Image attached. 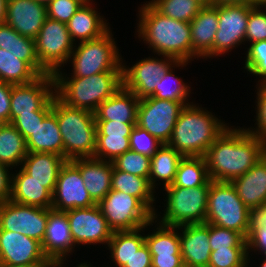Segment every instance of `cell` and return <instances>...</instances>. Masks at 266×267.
Returning a JSON list of instances; mask_svg holds the SVG:
<instances>
[{
	"label": "cell",
	"mask_w": 266,
	"mask_h": 267,
	"mask_svg": "<svg viewBox=\"0 0 266 267\" xmlns=\"http://www.w3.org/2000/svg\"><path fill=\"white\" fill-rule=\"evenodd\" d=\"M266 154V140L246 126L230 124L208 148L205 157L213 181L232 182Z\"/></svg>",
	"instance_id": "cell-1"
},
{
	"label": "cell",
	"mask_w": 266,
	"mask_h": 267,
	"mask_svg": "<svg viewBox=\"0 0 266 267\" xmlns=\"http://www.w3.org/2000/svg\"><path fill=\"white\" fill-rule=\"evenodd\" d=\"M142 3L137 8L135 38L143 41L152 54L169 56L192 64L190 23L164 16L148 1Z\"/></svg>",
	"instance_id": "cell-2"
},
{
	"label": "cell",
	"mask_w": 266,
	"mask_h": 267,
	"mask_svg": "<svg viewBox=\"0 0 266 267\" xmlns=\"http://www.w3.org/2000/svg\"><path fill=\"white\" fill-rule=\"evenodd\" d=\"M214 113L195 101L186 105L178 116L167 144L183 157H204L208 148L230 125Z\"/></svg>",
	"instance_id": "cell-3"
},
{
	"label": "cell",
	"mask_w": 266,
	"mask_h": 267,
	"mask_svg": "<svg viewBox=\"0 0 266 267\" xmlns=\"http://www.w3.org/2000/svg\"><path fill=\"white\" fill-rule=\"evenodd\" d=\"M64 146V158H94L97 125L95 114L63 103L56 95L52 99Z\"/></svg>",
	"instance_id": "cell-4"
},
{
	"label": "cell",
	"mask_w": 266,
	"mask_h": 267,
	"mask_svg": "<svg viewBox=\"0 0 266 267\" xmlns=\"http://www.w3.org/2000/svg\"><path fill=\"white\" fill-rule=\"evenodd\" d=\"M112 31L111 28L98 39L76 43L63 67H71V73L61 68L53 74L54 77H89L102 72H122L124 56Z\"/></svg>",
	"instance_id": "cell-5"
},
{
	"label": "cell",
	"mask_w": 266,
	"mask_h": 267,
	"mask_svg": "<svg viewBox=\"0 0 266 267\" xmlns=\"http://www.w3.org/2000/svg\"><path fill=\"white\" fill-rule=\"evenodd\" d=\"M55 95L66 105L95 112L123 86L122 72H102L89 77H54Z\"/></svg>",
	"instance_id": "cell-6"
},
{
	"label": "cell",
	"mask_w": 266,
	"mask_h": 267,
	"mask_svg": "<svg viewBox=\"0 0 266 267\" xmlns=\"http://www.w3.org/2000/svg\"><path fill=\"white\" fill-rule=\"evenodd\" d=\"M210 186L184 188L167 186L161 188L163 196L162 209H157L154 219L166 226H181L185 224H203L206 221L208 193ZM165 191V192H164ZM164 192V193H163ZM165 198V199H164ZM158 210H162L158 212Z\"/></svg>",
	"instance_id": "cell-7"
},
{
	"label": "cell",
	"mask_w": 266,
	"mask_h": 267,
	"mask_svg": "<svg viewBox=\"0 0 266 267\" xmlns=\"http://www.w3.org/2000/svg\"><path fill=\"white\" fill-rule=\"evenodd\" d=\"M249 208L231 182H210L205 223L235 230L247 238Z\"/></svg>",
	"instance_id": "cell-8"
},
{
	"label": "cell",
	"mask_w": 266,
	"mask_h": 267,
	"mask_svg": "<svg viewBox=\"0 0 266 267\" xmlns=\"http://www.w3.org/2000/svg\"><path fill=\"white\" fill-rule=\"evenodd\" d=\"M98 206L113 232L137 230L154 219L138 198L122 191L111 189Z\"/></svg>",
	"instance_id": "cell-9"
},
{
	"label": "cell",
	"mask_w": 266,
	"mask_h": 267,
	"mask_svg": "<svg viewBox=\"0 0 266 267\" xmlns=\"http://www.w3.org/2000/svg\"><path fill=\"white\" fill-rule=\"evenodd\" d=\"M74 46L67 24L49 18L35 39L39 63L52 74L66 65Z\"/></svg>",
	"instance_id": "cell-10"
},
{
	"label": "cell",
	"mask_w": 266,
	"mask_h": 267,
	"mask_svg": "<svg viewBox=\"0 0 266 267\" xmlns=\"http://www.w3.org/2000/svg\"><path fill=\"white\" fill-rule=\"evenodd\" d=\"M155 56V57H154ZM151 54L127 65L122 58L123 86L132 91L139 99L149 97L165 76L166 72L178 61L169 56ZM161 58H159V57Z\"/></svg>",
	"instance_id": "cell-11"
},
{
	"label": "cell",
	"mask_w": 266,
	"mask_h": 267,
	"mask_svg": "<svg viewBox=\"0 0 266 267\" xmlns=\"http://www.w3.org/2000/svg\"><path fill=\"white\" fill-rule=\"evenodd\" d=\"M184 102L161 100L154 97L140 99L137 109V123L163 144H167Z\"/></svg>",
	"instance_id": "cell-12"
},
{
	"label": "cell",
	"mask_w": 266,
	"mask_h": 267,
	"mask_svg": "<svg viewBox=\"0 0 266 267\" xmlns=\"http://www.w3.org/2000/svg\"><path fill=\"white\" fill-rule=\"evenodd\" d=\"M218 11V29L214 38L212 59L222 57L245 45L250 5H214ZM222 55V56H221Z\"/></svg>",
	"instance_id": "cell-13"
},
{
	"label": "cell",
	"mask_w": 266,
	"mask_h": 267,
	"mask_svg": "<svg viewBox=\"0 0 266 267\" xmlns=\"http://www.w3.org/2000/svg\"><path fill=\"white\" fill-rule=\"evenodd\" d=\"M69 221L71 237L76 246L105 247L113 235L98 204L88 208H75L65 212Z\"/></svg>",
	"instance_id": "cell-14"
},
{
	"label": "cell",
	"mask_w": 266,
	"mask_h": 267,
	"mask_svg": "<svg viewBox=\"0 0 266 267\" xmlns=\"http://www.w3.org/2000/svg\"><path fill=\"white\" fill-rule=\"evenodd\" d=\"M48 215L49 208L22 205L8 200L0 203V229L21 233L42 244Z\"/></svg>",
	"instance_id": "cell-15"
},
{
	"label": "cell",
	"mask_w": 266,
	"mask_h": 267,
	"mask_svg": "<svg viewBox=\"0 0 266 267\" xmlns=\"http://www.w3.org/2000/svg\"><path fill=\"white\" fill-rule=\"evenodd\" d=\"M95 204L84 185L80 170L71 161H66L59 171L52 194V209L66 212L75 208H88Z\"/></svg>",
	"instance_id": "cell-16"
},
{
	"label": "cell",
	"mask_w": 266,
	"mask_h": 267,
	"mask_svg": "<svg viewBox=\"0 0 266 267\" xmlns=\"http://www.w3.org/2000/svg\"><path fill=\"white\" fill-rule=\"evenodd\" d=\"M55 96L52 73L40 75L33 82L13 85L10 100V123L20 114L42 110Z\"/></svg>",
	"instance_id": "cell-17"
},
{
	"label": "cell",
	"mask_w": 266,
	"mask_h": 267,
	"mask_svg": "<svg viewBox=\"0 0 266 267\" xmlns=\"http://www.w3.org/2000/svg\"><path fill=\"white\" fill-rule=\"evenodd\" d=\"M153 229L145 234L152 267H185L180 251V226H166L153 219Z\"/></svg>",
	"instance_id": "cell-18"
},
{
	"label": "cell",
	"mask_w": 266,
	"mask_h": 267,
	"mask_svg": "<svg viewBox=\"0 0 266 267\" xmlns=\"http://www.w3.org/2000/svg\"><path fill=\"white\" fill-rule=\"evenodd\" d=\"M0 263L13 265L49 264L42 244L14 231L0 229Z\"/></svg>",
	"instance_id": "cell-19"
},
{
	"label": "cell",
	"mask_w": 266,
	"mask_h": 267,
	"mask_svg": "<svg viewBox=\"0 0 266 267\" xmlns=\"http://www.w3.org/2000/svg\"><path fill=\"white\" fill-rule=\"evenodd\" d=\"M75 248L66 213L49 208L45 237L42 242V250L45 256L50 262H69V257L71 259V255L77 252Z\"/></svg>",
	"instance_id": "cell-20"
},
{
	"label": "cell",
	"mask_w": 266,
	"mask_h": 267,
	"mask_svg": "<svg viewBox=\"0 0 266 267\" xmlns=\"http://www.w3.org/2000/svg\"><path fill=\"white\" fill-rule=\"evenodd\" d=\"M47 19L46 5L35 0H6L5 23L20 35L36 39Z\"/></svg>",
	"instance_id": "cell-21"
},
{
	"label": "cell",
	"mask_w": 266,
	"mask_h": 267,
	"mask_svg": "<svg viewBox=\"0 0 266 267\" xmlns=\"http://www.w3.org/2000/svg\"><path fill=\"white\" fill-rule=\"evenodd\" d=\"M180 251L185 267H208L211 247L209 223L180 226Z\"/></svg>",
	"instance_id": "cell-22"
},
{
	"label": "cell",
	"mask_w": 266,
	"mask_h": 267,
	"mask_svg": "<svg viewBox=\"0 0 266 267\" xmlns=\"http://www.w3.org/2000/svg\"><path fill=\"white\" fill-rule=\"evenodd\" d=\"M95 5V1L85 2L68 21L67 29L75 44L98 39L111 29L109 19Z\"/></svg>",
	"instance_id": "cell-23"
},
{
	"label": "cell",
	"mask_w": 266,
	"mask_h": 267,
	"mask_svg": "<svg viewBox=\"0 0 266 267\" xmlns=\"http://www.w3.org/2000/svg\"><path fill=\"white\" fill-rule=\"evenodd\" d=\"M218 24V11L214 6H204L191 20L192 61L194 59L205 61L208 58L212 60Z\"/></svg>",
	"instance_id": "cell-24"
},
{
	"label": "cell",
	"mask_w": 266,
	"mask_h": 267,
	"mask_svg": "<svg viewBox=\"0 0 266 267\" xmlns=\"http://www.w3.org/2000/svg\"><path fill=\"white\" fill-rule=\"evenodd\" d=\"M71 162L80 170L89 196L98 204L111 190L113 163L96 158H78Z\"/></svg>",
	"instance_id": "cell-25"
},
{
	"label": "cell",
	"mask_w": 266,
	"mask_h": 267,
	"mask_svg": "<svg viewBox=\"0 0 266 267\" xmlns=\"http://www.w3.org/2000/svg\"><path fill=\"white\" fill-rule=\"evenodd\" d=\"M231 183L248 208L266 204V154L246 173Z\"/></svg>",
	"instance_id": "cell-26"
},
{
	"label": "cell",
	"mask_w": 266,
	"mask_h": 267,
	"mask_svg": "<svg viewBox=\"0 0 266 267\" xmlns=\"http://www.w3.org/2000/svg\"><path fill=\"white\" fill-rule=\"evenodd\" d=\"M10 200L22 205L52 208V193L43 183L31 179L22 167L13 171Z\"/></svg>",
	"instance_id": "cell-27"
},
{
	"label": "cell",
	"mask_w": 266,
	"mask_h": 267,
	"mask_svg": "<svg viewBox=\"0 0 266 267\" xmlns=\"http://www.w3.org/2000/svg\"><path fill=\"white\" fill-rule=\"evenodd\" d=\"M67 160L55 153L28 152L21 167L31 176V179L43 183L52 194L61 167Z\"/></svg>",
	"instance_id": "cell-28"
},
{
	"label": "cell",
	"mask_w": 266,
	"mask_h": 267,
	"mask_svg": "<svg viewBox=\"0 0 266 267\" xmlns=\"http://www.w3.org/2000/svg\"><path fill=\"white\" fill-rule=\"evenodd\" d=\"M140 99L122 86L111 97L102 102L94 112L95 120H115L123 123H137V109Z\"/></svg>",
	"instance_id": "cell-29"
},
{
	"label": "cell",
	"mask_w": 266,
	"mask_h": 267,
	"mask_svg": "<svg viewBox=\"0 0 266 267\" xmlns=\"http://www.w3.org/2000/svg\"><path fill=\"white\" fill-rule=\"evenodd\" d=\"M28 152L55 153L64 157L63 140L56 114L52 111L26 139Z\"/></svg>",
	"instance_id": "cell-30"
},
{
	"label": "cell",
	"mask_w": 266,
	"mask_h": 267,
	"mask_svg": "<svg viewBox=\"0 0 266 267\" xmlns=\"http://www.w3.org/2000/svg\"><path fill=\"white\" fill-rule=\"evenodd\" d=\"M152 226L153 220L137 230L114 231L106 247L110 253V264L113 262L114 267H123L129 262L133 254L145 243V232L152 229Z\"/></svg>",
	"instance_id": "cell-31"
},
{
	"label": "cell",
	"mask_w": 266,
	"mask_h": 267,
	"mask_svg": "<svg viewBox=\"0 0 266 267\" xmlns=\"http://www.w3.org/2000/svg\"><path fill=\"white\" fill-rule=\"evenodd\" d=\"M182 158L183 156L168 144H163L151 157L149 183L155 191L162 186L165 188L173 184Z\"/></svg>",
	"instance_id": "cell-32"
},
{
	"label": "cell",
	"mask_w": 266,
	"mask_h": 267,
	"mask_svg": "<svg viewBox=\"0 0 266 267\" xmlns=\"http://www.w3.org/2000/svg\"><path fill=\"white\" fill-rule=\"evenodd\" d=\"M111 189L138 198L153 214L155 213L159 195L155 194L156 191L151 187L147 178L117 170L113 166Z\"/></svg>",
	"instance_id": "cell-33"
},
{
	"label": "cell",
	"mask_w": 266,
	"mask_h": 267,
	"mask_svg": "<svg viewBox=\"0 0 266 267\" xmlns=\"http://www.w3.org/2000/svg\"><path fill=\"white\" fill-rule=\"evenodd\" d=\"M191 62L188 61H178L174 64L170 70H168L165 76L161 79L160 83H158L154 92L150 95L151 97L161 99V100H173L176 102H184L186 105L193 103L190 96L194 92L190 83L185 82L182 78L175 74V69H186ZM192 90V91H191ZM192 102H191V101Z\"/></svg>",
	"instance_id": "cell-34"
},
{
	"label": "cell",
	"mask_w": 266,
	"mask_h": 267,
	"mask_svg": "<svg viewBox=\"0 0 266 267\" xmlns=\"http://www.w3.org/2000/svg\"><path fill=\"white\" fill-rule=\"evenodd\" d=\"M27 154L22 134L11 123H4L0 127V163L14 170L21 167Z\"/></svg>",
	"instance_id": "cell-35"
},
{
	"label": "cell",
	"mask_w": 266,
	"mask_h": 267,
	"mask_svg": "<svg viewBox=\"0 0 266 267\" xmlns=\"http://www.w3.org/2000/svg\"><path fill=\"white\" fill-rule=\"evenodd\" d=\"M210 182L211 179L205 157L188 156L180 160L175 180L170 186L194 188L198 186H210Z\"/></svg>",
	"instance_id": "cell-36"
},
{
	"label": "cell",
	"mask_w": 266,
	"mask_h": 267,
	"mask_svg": "<svg viewBox=\"0 0 266 267\" xmlns=\"http://www.w3.org/2000/svg\"><path fill=\"white\" fill-rule=\"evenodd\" d=\"M39 75L12 52L0 48V81L12 85L33 82Z\"/></svg>",
	"instance_id": "cell-37"
},
{
	"label": "cell",
	"mask_w": 266,
	"mask_h": 267,
	"mask_svg": "<svg viewBox=\"0 0 266 267\" xmlns=\"http://www.w3.org/2000/svg\"><path fill=\"white\" fill-rule=\"evenodd\" d=\"M159 13L175 20L190 23L204 7L196 0H149Z\"/></svg>",
	"instance_id": "cell-38"
},
{
	"label": "cell",
	"mask_w": 266,
	"mask_h": 267,
	"mask_svg": "<svg viewBox=\"0 0 266 267\" xmlns=\"http://www.w3.org/2000/svg\"><path fill=\"white\" fill-rule=\"evenodd\" d=\"M245 53V60L243 64L244 72L247 76L250 74L254 79L256 85L266 84V40L247 44Z\"/></svg>",
	"instance_id": "cell-39"
},
{
	"label": "cell",
	"mask_w": 266,
	"mask_h": 267,
	"mask_svg": "<svg viewBox=\"0 0 266 267\" xmlns=\"http://www.w3.org/2000/svg\"><path fill=\"white\" fill-rule=\"evenodd\" d=\"M130 150L129 136L108 137L96 135L94 158L104 161H114L118 156Z\"/></svg>",
	"instance_id": "cell-40"
},
{
	"label": "cell",
	"mask_w": 266,
	"mask_h": 267,
	"mask_svg": "<svg viewBox=\"0 0 266 267\" xmlns=\"http://www.w3.org/2000/svg\"><path fill=\"white\" fill-rule=\"evenodd\" d=\"M151 158L132 150L126 151L112 161L113 166L120 171L144 177L149 180Z\"/></svg>",
	"instance_id": "cell-41"
},
{
	"label": "cell",
	"mask_w": 266,
	"mask_h": 267,
	"mask_svg": "<svg viewBox=\"0 0 266 267\" xmlns=\"http://www.w3.org/2000/svg\"><path fill=\"white\" fill-rule=\"evenodd\" d=\"M208 267H248L247 247L211 251Z\"/></svg>",
	"instance_id": "cell-42"
},
{
	"label": "cell",
	"mask_w": 266,
	"mask_h": 267,
	"mask_svg": "<svg viewBox=\"0 0 266 267\" xmlns=\"http://www.w3.org/2000/svg\"><path fill=\"white\" fill-rule=\"evenodd\" d=\"M209 244L212 251L228 247H247L246 238L239 232L209 223Z\"/></svg>",
	"instance_id": "cell-43"
},
{
	"label": "cell",
	"mask_w": 266,
	"mask_h": 267,
	"mask_svg": "<svg viewBox=\"0 0 266 267\" xmlns=\"http://www.w3.org/2000/svg\"><path fill=\"white\" fill-rule=\"evenodd\" d=\"M17 59L25 61L39 76L49 73L40 63L36 54L35 40L20 35L11 49Z\"/></svg>",
	"instance_id": "cell-44"
},
{
	"label": "cell",
	"mask_w": 266,
	"mask_h": 267,
	"mask_svg": "<svg viewBox=\"0 0 266 267\" xmlns=\"http://www.w3.org/2000/svg\"><path fill=\"white\" fill-rule=\"evenodd\" d=\"M266 40V7L254 6L248 15L245 44Z\"/></svg>",
	"instance_id": "cell-45"
},
{
	"label": "cell",
	"mask_w": 266,
	"mask_h": 267,
	"mask_svg": "<svg viewBox=\"0 0 266 267\" xmlns=\"http://www.w3.org/2000/svg\"><path fill=\"white\" fill-rule=\"evenodd\" d=\"M130 150L142 155L152 157L163 145L157 138L147 130L135 125L129 136Z\"/></svg>",
	"instance_id": "cell-46"
},
{
	"label": "cell",
	"mask_w": 266,
	"mask_h": 267,
	"mask_svg": "<svg viewBox=\"0 0 266 267\" xmlns=\"http://www.w3.org/2000/svg\"><path fill=\"white\" fill-rule=\"evenodd\" d=\"M85 2V0H52L46 5L47 18L67 24Z\"/></svg>",
	"instance_id": "cell-47"
},
{
	"label": "cell",
	"mask_w": 266,
	"mask_h": 267,
	"mask_svg": "<svg viewBox=\"0 0 266 267\" xmlns=\"http://www.w3.org/2000/svg\"><path fill=\"white\" fill-rule=\"evenodd\" d=\"M254 127H246L251 134L266 140V84L255 86Z\"/></svg>",
	"instance_id": "cell-48"
},
{
	"label": "cell",
	"mask_w": 266,
	"mask_h": 267,
	"mask_svg": "<svg viewBox=\"0 0 266 267\" xmlns=\"http://www.w3.org/2000/svg\"><path fill=\"white\" fill-rule=\"evenodd\" d=\"M51 112L52 100L40 111H32V114L18 115L11 124L26 140L38 126L39 121H43Z\"/></svg>",
	"instance_id": "cell-49"
},
{
	"label": "cell",
	"mask_w": 266,
	"mask_h": 267,
	"mask_svg": "<svg viewBox=\"0 0 266 267\" xmlns=\"http://www.w3.org/2000/svg\"><path fill=\"white\" fill-rule=\"evenodd\" d=\"M246 244H247L248 267H252L253 265L251 264H253L256 261L255 258L256 255L257 256L266 255V227L260 229H248ZM253 253H255L254 257H252ZM254 258L255 260H253Z\"/></svg>",
	"instance_id": "cell-50"
},
{
	"label": "cell",
	"mask_w": 266,
	"mask_h": 267,
	"mask_svg": "<svg viewBox=\"0 0 266 267\" xmlns=\"http://www.w3.org/2000/svg\"><path fill=\"white\" fill-rule=\"evenodd\" d=\"M96 135H108V137L130 136L136 123H123L113 120H96Z\"/></svg>",
	"instance_id": "cell-51"
},
{
	"label": "cell",
	"mask_w": 266,
	"mask_h": 267,
	"mask_svg": "<svg viewBox=\"0 0 266 267\" xmlns=\"http://www.w3.org/2000/svg\"><path fill=\"white\" fill-rule=\"evenodd\" d=\"M13 170L0 163V203L10 200Z\"/></svg>",
	"instance_id": "cell-52"
},
{
	"label": "cell",
	"mask_w": 266,
	"mask_h": 267,
	"mask_svg": "<svg viewBox=\"0 0 266 267\" xmlns=\"http://www.w3.org/2000/svg\"><path fill=\"white\" fill-rule=\"evenodd\" d=\"M12 84L0 81V121L10 123V100Z\"/></svg>",
	"instance_id": "cell-53"
},
{
	"label": "cell",
	"mask_w": 266,
	"mask_h": 267,
	"mask_svg": "<svg viewBox=\"0 0 266 267\" xmlns=\"http://www.w3.org/2000/svg\"><path fill=\"white\" fill-rule=\"evenodd\" d=\"M123 267H152V256L144 243Z\"/></svg>",
	"instance_id": "cell-54"
},
{
	"label": "cell",
	"mask_w": 266,
	"mask_h": 267,
	"mask_svg": "<svg viewBox=\"0 0 266 267\" xmlns=\"http://www.w3.org/2000/svg\"><path fill=\"white\" fill-rule=\"evenodd\" d=\"M266 227V204L249 208L248 229Z\"/></svg>",
	"instance_id": "cell-55"
},
{
	"label": "cell",
	"mask_w": 266,
	"mask_h": 267,
	"mask_svg": "<svg viewBox=\"0 0 266 267\" xmlns=\"http://www.w3.org/2000/svg\"><path fill=\"white\" fill-rule=\"evenodd\" d=\"M20 34L6 23L0 24V48L11 51Z\"/></svg>",
	"instance_id": "cell-56"
},
{
	"label": "cell",
	"mask_w": 266,
	"mask_h": 267,
	"mask_svg": "<svg viewBox=\"0 0 266 267\" xmlns=\"http://www.w3.org/2000/svg\"><path fill=\"white\" fill-rule=\"evenodd\" d=\"M259 0H214V5H250L257 6L260 5Z\"/></svg>",
	"instance_id": "cell-57"
},
{
	"label": "cell",
	"mask_w": 266,
	"mask_h": 267,
	"mask_svg": "<svg viewBox=\"0 0 266 267\" xmlns=\"http://www.w3.org/2000/svg\"><path fill=\"white\" fill-rule=\"evenodd\" d=\"M6 19V0H0V24L5 23Z\"/></svg>",
	"instance_id": "cell-58"
},
{
	"label": "cell",
	"mask_w": 266,
	"mask_h": 267,
	"mask_svg": "<svg viewBox=\"0 0 266 267\" xmlns=\"http://www.w3.org/2000/svg\"><path fill=\"white\" fill-rule=\"evenodd\" d=\"M48 264H32V265H13L0 263V267H45Z\"/></svg>",
	"instance_id": "cell-59"
},
{
	"label": "cell",
	"mask_w": 266,
	"mask_h": 267,
	"mask_svg": "<svg viewBox=\"0 0 266 267\" xmlns=\"http://www.w3.org/2000/svg\"><path fill=\"white\" fill-rule=\"evenodd\" d=\"M67 261H63V267H68V263H66ZM79 264H77V265H75V267H96V265L95 266H93V264L91 263V262H88V260H86V262L85 261H81V262H78ZM101 267H103V266H101Z\"/></svg>",
	"instance_id": "cell-60"
},
{
	"label": "cell",
	"mask_w": 266,
	"mask_h": 267,
	"mask_svg": "<svg viewBox=\"0 0 266 267\" xmlns=\"http://www.w3.org/2000/svg\"><path fill=\"white\" fill-rule=\"evenodd\" d=\"M203 6H214V0H196Z\"/></svg>",
	"instance_id": "cell-61"
},
{
	"label": "cell",
	"mask_w": 266,
	"mask_h": 267,
	"mask_svg": "<svg viewBox=\"0 0 266 267\" xmlns=\"http://www.w3.org/2000/svg\"><path fill=\"white\" fill-rule=\"evenodd\" d=\"M45 267H63V261H53Z\"/></svg>",
	"instance_id": "cell-62"
},
{
	"label": "cell",
	"mask_w": 266,
	"mask_h": 267,
	"mask_svg": "<svg viewBox=\"0 0 266 267\" xmlns=\"http://www.w3.org/2000/svg\"><path fill=\"white\" fill-rule=\"evenodd\" d=\"M263 258H265V259H263ZM260 259H262L263 261H261ZM258 260H260L261 263L259 264L260 266L257 264V265H256L257 267H258V266H259V267H266V255H263V256L261 255V258L259 257Z\"/></svg>",
	"instance_id": "cell-63"
},
{
	"label": "cell",
	"mask_w": 266,
	"mask_h": 267,
	"mask_svg": "<svg viewBox=\"0 0 266 267\" xmlns=\"http://www.w3.org/2000/svg\"><path fill=\"white\" fill-rule=\"evenodd\" d=\"M35 1H37V2H39V3H42V4H44V5H47V4L50 3L52 0H35Z\"/></svg>",
	"instance_id": "cell-64"
},
{
	"label": "cell",
	"mask_w": 266,
	"mask_h": 267,
	"mask_svg": "<svg viewBox=\"0 0 266 267\" xmlns=\"http://www.w3.org/2000/svg\"><path fill=\"white\" fill-rule=\"evenodd\" d=\"M262 4L266 7V0L264 2H262Z\"/></svg>",
	"instance_id": "cell-65"
},
{
	"label": "cell",
	"mask_w": 266,
	"mask_h": 267,
	"mask_svg": "<svg viewBox=\"0 0 266 267\" xmlns=\"http://www.w3.org/2000/svg\"><path fill=\"white\" fill-rule=\"evenodd\" d=\"M86 2L96 1V0H85Z\"/></svg>",
	"instance_id": "cell-66"
}]
</instances>
